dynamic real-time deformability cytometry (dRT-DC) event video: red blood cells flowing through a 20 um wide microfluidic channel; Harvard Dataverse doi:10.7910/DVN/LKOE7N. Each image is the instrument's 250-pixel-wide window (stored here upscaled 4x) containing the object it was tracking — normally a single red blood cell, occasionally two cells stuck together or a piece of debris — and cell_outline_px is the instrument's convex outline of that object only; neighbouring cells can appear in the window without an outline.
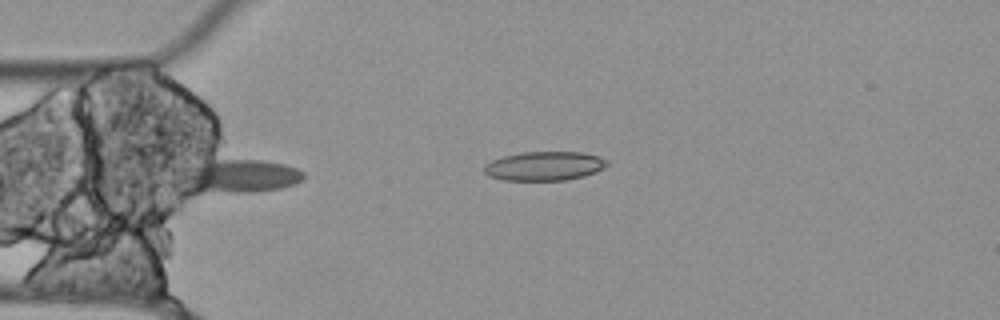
{"species": "Egyptian fruit bat (a non-hibernating species)", "species_latin": "Rousettus aegyptiacus", "temperature_condition": "cold", "stored_images_in_passage": 5, "camera_frame_rate_fps": 3000, "um_per_image_px": 0.085, "animal": {"sex": "female"}, "frame": {"image": 1, "passage_image": 3, "time_ms": 0.667, "image_size_px": [1000, 320], "cell_outline_px": [[304, 180], [296, 184], [280, 188], [252, 192], [192, 192], [168, 184], [168, 172], [172, 168], [192, 164], [216, 160], [264, 160], [284, 164], [296, 168], [304, 172]], "centroid_in_image_um": [19.92, 14.98], "position_along_channel_um": 65.1, "area_um2": 26.18}}
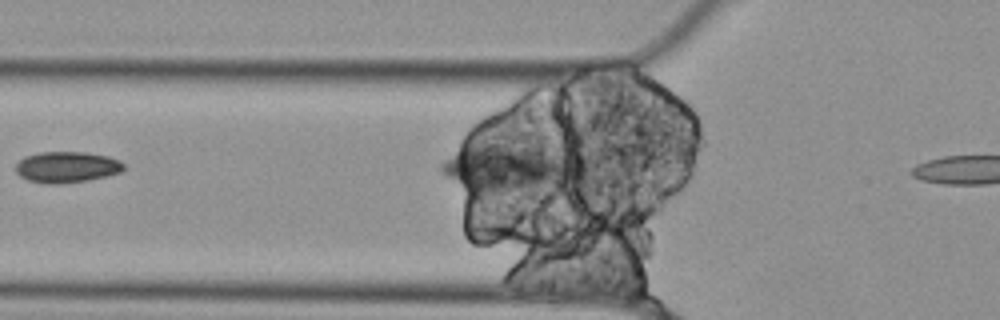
{"frame": {"image": 2, "passage_image": 4, "time_ms": 1.0, "image_size_px": [1000, 320], "cell_outline_px": [[124, 168], [120, 172], [88, 180], [56, 184], [48, 184], [28, 180], [20, 176], [16, 172], [16, 164], [24, 156], [40, 152], [84, 152], [108, 156], [120, 160], [124, 164]], "centroid_in_image_um": [5.66, 14.19], "position_along_channel_um": 120.1, "area_um2": 19.48}}